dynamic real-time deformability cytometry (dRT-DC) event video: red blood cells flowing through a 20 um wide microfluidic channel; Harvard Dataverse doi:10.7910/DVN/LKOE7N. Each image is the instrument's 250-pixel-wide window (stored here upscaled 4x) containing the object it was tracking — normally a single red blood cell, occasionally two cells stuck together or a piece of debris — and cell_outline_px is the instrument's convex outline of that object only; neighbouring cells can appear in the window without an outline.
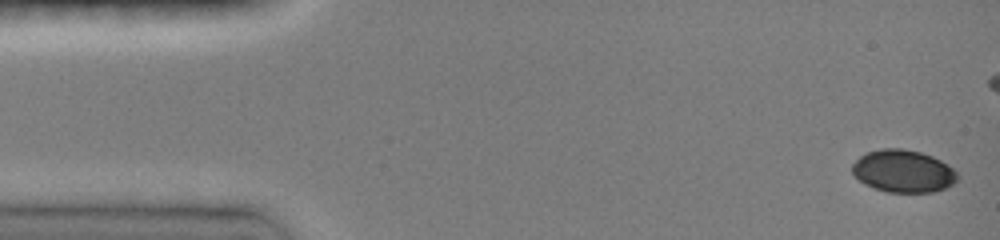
{"species": "common noctule bat (a hibernating species)", "species_latin": "Nyctalus noctula", "temperature_condition": "room temperature", "stored_images_in_passage": 7, "camera_frame_rate_fps": 3000, "um_per_image_px": 0.085, "animal": {"sex": "female", "body_mass_g": 19.0, "forearm_length_mm": 51.5}, "frame": {"image": 1, "passage_image": 1, "time_ms": 0.0, "image_size_px": [1000, 240], "cell_outline_px": [[960, 180], [944, 188], [932, 192], [884, 192], [864, 184], [852, 172], [852, 164], [860, 156], [868, 152], [880, 148], [904, 148], [920, 152], [932, 156], [948, 164], [960, 176]], "centroid_in_image_um": [76.79, 14.54], "position_along_channel_um": 8.2, "area_um2": 26.18}}
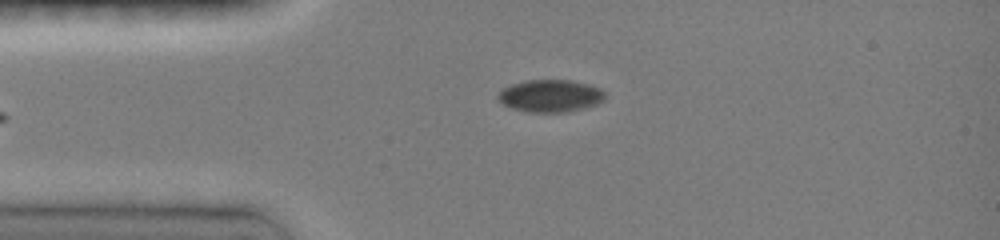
{"frame": {"image": 2, "passage_image": 7, "time_ms": 5.0, "image_size_px": [1000, 240], "cell_outline_px": [[604, 100], [596, 104], [584, 108], [564, 112], [528, 112], [512, 108], [504, 104], [496, 96], [504, 88], [512, 84], [524, 80], [572, 80], [588, 84], [600, 88], [604, 92]], "centroid_in_image_um": [46.79, 8.14], "position_along_channel_um": 38.2, "area_um2": 20.06}}